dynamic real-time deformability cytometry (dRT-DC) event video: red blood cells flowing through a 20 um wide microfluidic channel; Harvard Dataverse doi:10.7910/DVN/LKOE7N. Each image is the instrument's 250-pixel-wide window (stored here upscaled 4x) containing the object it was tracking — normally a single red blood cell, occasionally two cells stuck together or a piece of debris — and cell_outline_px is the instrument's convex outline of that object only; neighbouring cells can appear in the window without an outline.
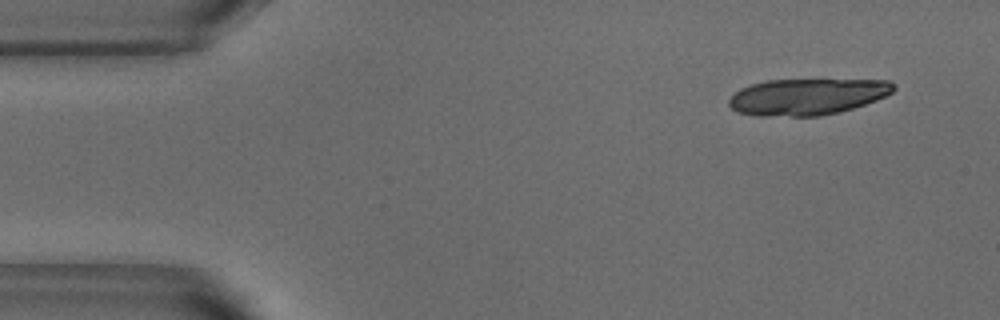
{"species": "common noctule bat (a hibernating species)", "species_latin": "Nyctalus noctula", "temperature_condition": "warm", "stored_images_in_passage": 11, "camera_frame_rate_fps": 3000, "um_per_image_px": 0.085, "animal": {"sex": "male", "body_mass_g": 18.8}, "frame": {"image": 1, "passage_image": 4, "time_ms": 1.0, "image_size_px": [1000, 320], "cell_outline_px": [[896, 88], [892, 92], [876, 100], [840, 112], [820, 116], [756, 116], [736, 112], [728, 104], [728, 100], [740, 88], [752, 84], [768, 80], [888, 80], [896, 84]], "centroid_in_image_um": [68.6, 8.22], "position_along_channel_um": 16.4, "area_um2": 34.91}}